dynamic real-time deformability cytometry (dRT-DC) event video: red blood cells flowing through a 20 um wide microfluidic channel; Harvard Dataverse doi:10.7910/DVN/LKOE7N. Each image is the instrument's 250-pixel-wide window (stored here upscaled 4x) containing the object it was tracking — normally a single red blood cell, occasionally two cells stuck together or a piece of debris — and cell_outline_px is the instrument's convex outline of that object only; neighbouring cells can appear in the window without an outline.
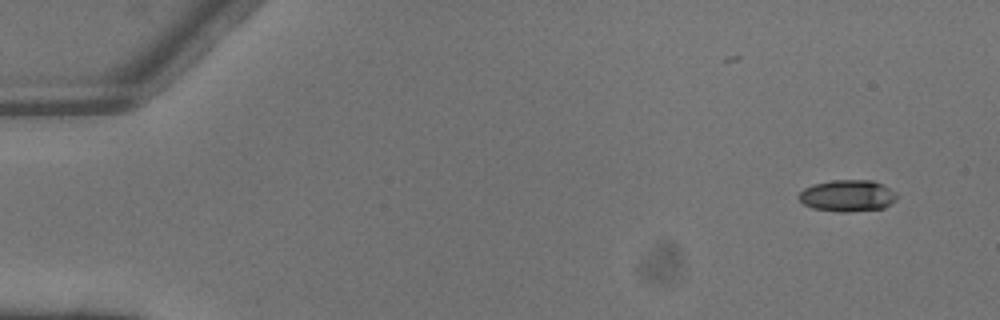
{"species": "common noctule bat (a hibernating species)", "species_latin": "Nyctalus noctula", "temperature_condition": "warm", "stored_images_in_passage": 4, "camera_frame_rate_fps": 3000, "um_per_image_px": 0.085, "animal": {"sex": "male", "body_mass_g": 13.3}, "frame": {"image": 1, "passage_image": 1, "time_ms": 0.0, "image_size_px": [1000, 320], "cell_outline_px": [[896, 200], [884, 208], [848, 212], [840, 212], [812, 208], [804, 204], [800, 200], [800, 192], [804, 188], [812, 184], [832, 180], [872, 180], [896, 192]], "centroid_in_image_um": [72.03, 16.64], "position_along_channel_um": 13.0, "area_um2": 17.98}}
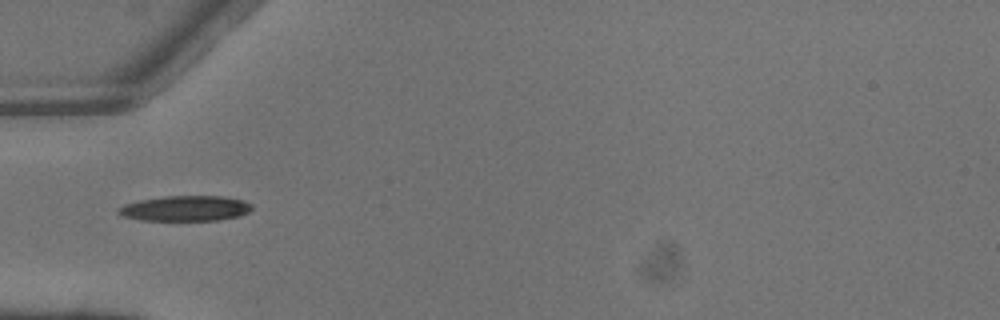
{"frame": {"image": 2, "passage_image": 4, "time_ms": 1.0, "image_size_px": [1000, 320], "cell_outline_px": [[252, 208], [248, 212], [240, 216], [220, 220], [140, 220], [124, 216], [116, 212], [124, 204], [140, 200], [168, 196], [220, 196], [244, 200], [252, 204]], "centroid_in_image_um": [15.79, 17.71], "position_along_channel_um": 69.2, "area_um2": 19.59}}